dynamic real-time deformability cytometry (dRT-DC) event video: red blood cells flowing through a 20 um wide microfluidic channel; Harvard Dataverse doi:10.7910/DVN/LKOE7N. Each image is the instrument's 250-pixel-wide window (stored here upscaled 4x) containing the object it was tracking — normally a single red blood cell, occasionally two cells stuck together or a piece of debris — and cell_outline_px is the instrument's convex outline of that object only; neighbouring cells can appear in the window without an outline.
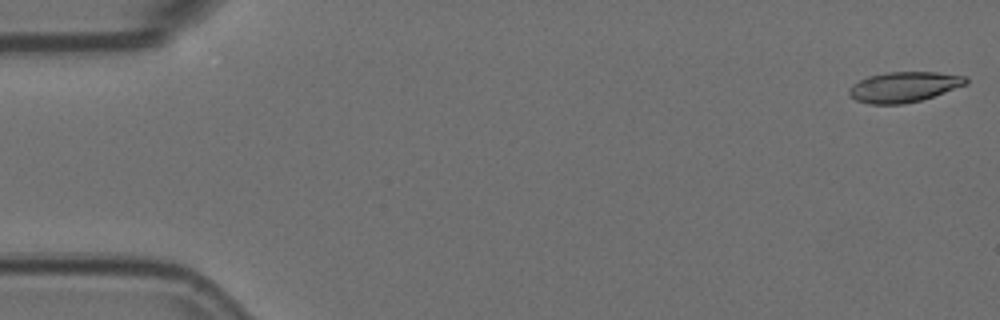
{"species": "Egyptian fruit bat (a non-hibernating species)", "species_latin": "Rousettus aegyptiacus", "temperature_condition": "room temperature", "stored_images_in_passage": 6, "camera_frame_rate_fps": 3000, "um_per_image_px": 0.085, "animal": {"sex": "female"}, "frame": {"image": 1, "passage_image": 1, "time_ms": 0.0, "image_size_px": [1000, 320], "cell_outline_px": [[968, 84], [920, 100], [904, 104], [868, 104], [856, 100], [848, 96], [848, 92], [852, 84], [868, 76], [888, 72], [936, 72], [968, 76]], "centroid_in_image_um": [76.83, 7.39], "position_along_channel_um": 8.2, "area_um2": 20.69}}
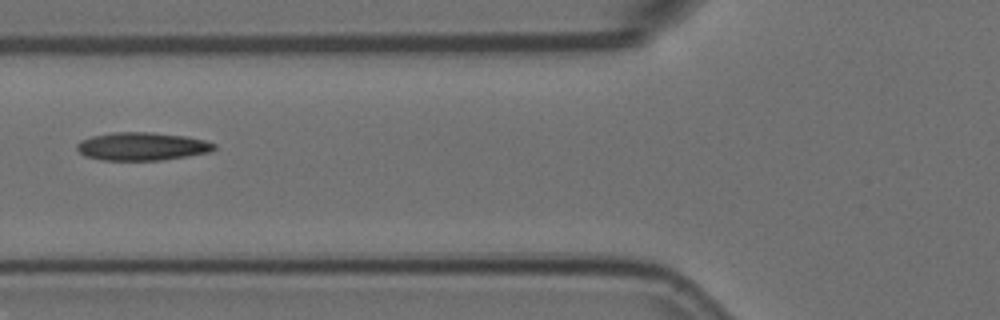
{"frame": {"image": 2, "passage_image": 6, "time_ms": 1.667, "image_size_px": [1000, 320], "cell_outline_px": [[216, 148], [208, 152], [160, 160], [104, 160], [84, 156], [76, 148], [76, 144], [80, 140], [92, 136], [112, 132], [152, 132], [184, 136], [204, 140], [216, 144]], "centroid_in_image_um": [12.02, 12.43], "position_along_channel_um": 113.8, "area_um2": 22.31}}